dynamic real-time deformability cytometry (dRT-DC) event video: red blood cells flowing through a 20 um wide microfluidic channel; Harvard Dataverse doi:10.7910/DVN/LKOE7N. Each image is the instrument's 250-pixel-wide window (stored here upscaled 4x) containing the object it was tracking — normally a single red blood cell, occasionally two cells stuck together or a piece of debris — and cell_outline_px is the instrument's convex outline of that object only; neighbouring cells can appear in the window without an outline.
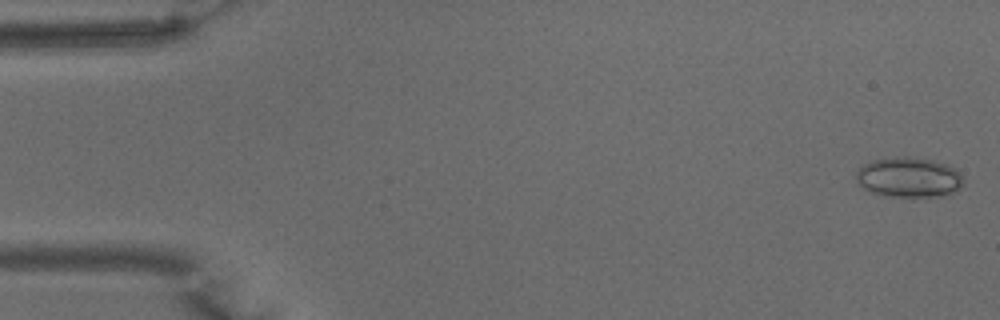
{"species": "common noctule bat (a hibernating species)", "species_latin": "Nyctalus noctula", "temperature_condition": "warm", "stored_images_in_passage": 51, "camera_frame_rate_fps": 3000, "um_per_image_px": 0.085, "animal": {"sex": "male", "body_mass_g": 15.6}, "frame": {"image": 1, "passage_image": 1, "time_ms": 0.0, "image_size_px": [1000, 320], "cell_outline_px": [[964, 184], [956, 192], [940, 196], [884, 196], [872, 192], [864, 188], [856, 180], [856, 172], [864, 164], [876, 160], [892, 156], [908, 156], [932, 160], [944, 164], [952, 168], [964, 180]], "centroid_in_image_um": [77.24, 15.07], "position_along_channel_um": 7.8, "area_um2": 24.85}}
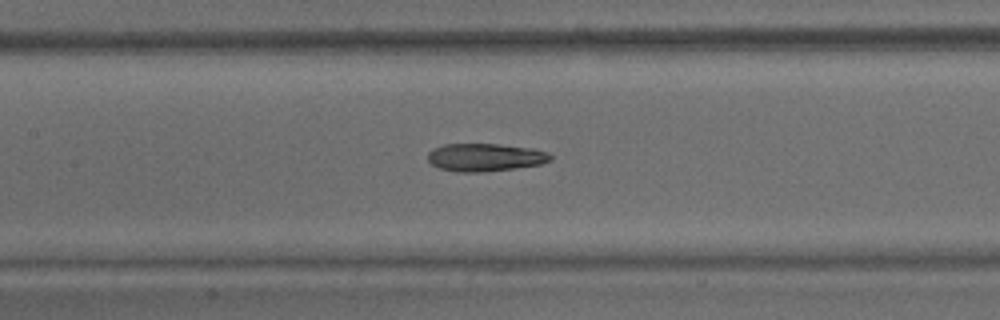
{"frame": {"image": 2, "passage_image": 23, "time_ms": 7.333, "image_size_px": [1000, 320], "cell_outline_px": [[552, 160], [540, 164], [516, 168], [484, 172], [456, 172], [440, 168], [432, 164], [428, 160], [428, 152], [432, 148], [444, 144], [496, 144], [532, 148], [548, 152], [552, 156]], "centroid_in_image_um": [41.23, 13.37], "position_along_channel_um": 166.2, "area_um2": 20.0}}
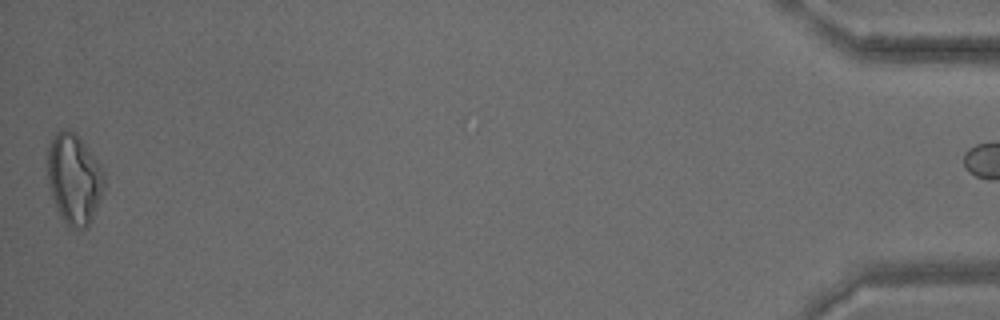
{"frame": {"image": 3, "passage_image": 50, "time_ms": 16.333, "image_size_px": [1000, 320], "cell_outline_px": [[104, 188], [100, 200], [88, 228], [68, 228], [52, 196], [48, 180], [48, 148], [56, 132], [60, 128], [68, 128], [76, 132], [80, 136], [100, 164], [104, 172]], "centroid_in_image_um": [6.32, 15.16], "position_along_channel_um": 428.9, "area_um2": 29.88}, "authors_computed_cell_mechanics": {"area_um2": 21.5016, "velocity_mm_per_s": 3.9905, "shape_relaxation_time_tau1_ms": 9.6092, "shape_relaxation_time_tau2_ms": 3.2272, "deformation_change_tau1": 0.2558, "deformation_change_tau2": 0.1327}}